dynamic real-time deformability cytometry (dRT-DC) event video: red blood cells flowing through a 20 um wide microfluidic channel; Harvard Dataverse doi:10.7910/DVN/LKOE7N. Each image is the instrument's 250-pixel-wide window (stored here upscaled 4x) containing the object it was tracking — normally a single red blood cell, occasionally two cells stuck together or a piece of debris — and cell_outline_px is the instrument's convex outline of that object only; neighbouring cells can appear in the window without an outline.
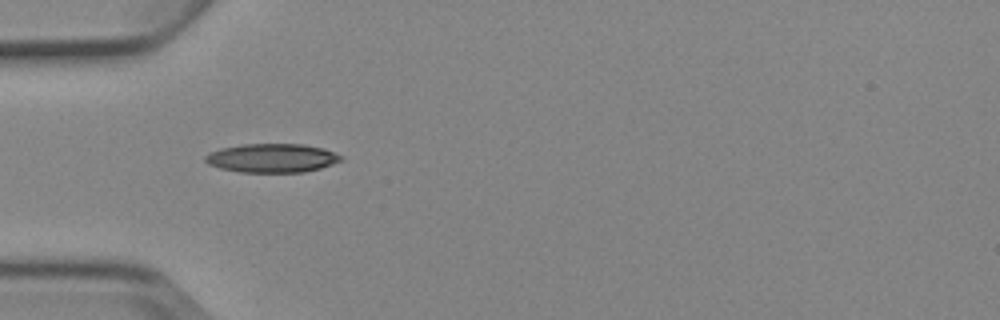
{"species": "Egyptian fruit bat (a non-hibernating species)", "species_latin": "Rousettus aegyptiacus", "temperature_condition": "cold", "stored_images_in_passage": 5, "camera_frame_rate_fps": 3000, "um_per_image_px": 0.085, "animal": {"sex": "female"}, "frame": {"image": 1, "passage_image": 1, "time_ms": 0.0, "image_size_px": [1000, 320], "cell_outline_px": [[344, 160], [320, 168], [304, 172], [240, 172], [220, 168], [208, 164], [204, 160], [204, 156], [208, 152], [220, 148], [244, 144], [304, 144], [324, 148], [344, 156]], "centroid_in_image_um": [23.13, 13.43], "position_along_channel_um": 61.9, "area_um2": 23.0}}
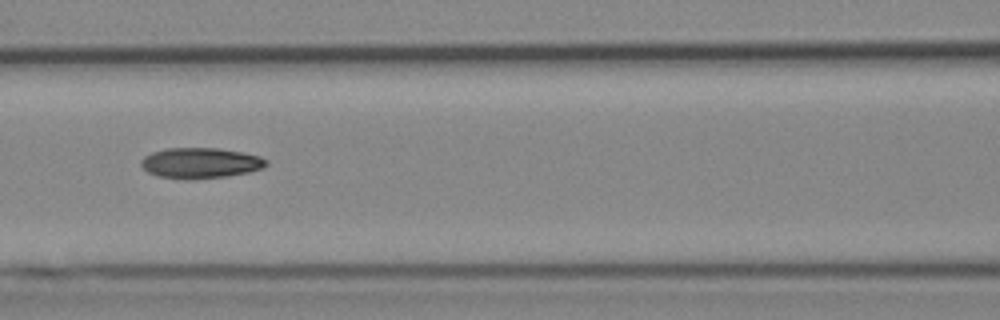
{"frame": {"image": 2, "passage_image": 3, "time_ms": 2.333, "image_size_px": [1000, 320], "cell_outline_px": [[268, 164], [264, 168], [248, 172], [228, 176], [192, 180], [188, 180], [156, 176], [148, 172], [140, 164], [140, 160], [144, 156], [152, 152], [168, 148], [216, 148], [244, 152], [260, 156], [268, 160]], "centroid_in_image_um": [17.05, 13.86], "position_along_channel_um": 149.6, "area_um2": 22.6}}
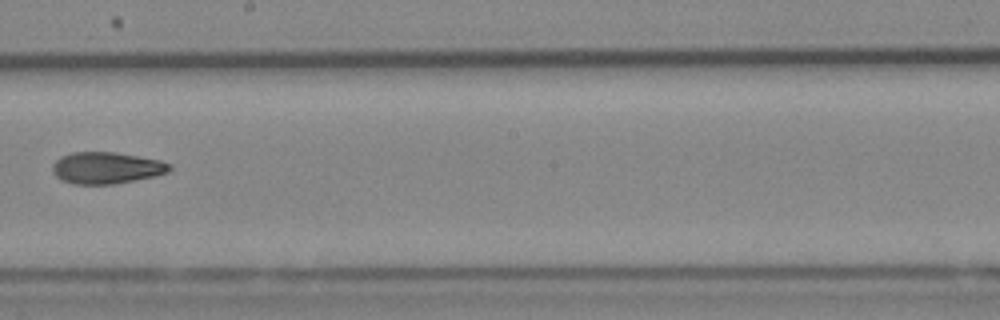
{"frame": {"image": 3, "passage_image": 5, "time_ms": 4.667, "image_size_px": [1000, 320], "cell_outline_px": [[172, 168], [168, 172], [156, 176], [116, 184], [72, 184], [60, 180], [52, 172], [52, 164], [60, 156], [72, 152], [116, 152], [160, 160], [172, 164]], "centroid_in_image_um": [9.04, 14.27], "position_along_channel_um": 239.2, "area_um2": 21.91}}